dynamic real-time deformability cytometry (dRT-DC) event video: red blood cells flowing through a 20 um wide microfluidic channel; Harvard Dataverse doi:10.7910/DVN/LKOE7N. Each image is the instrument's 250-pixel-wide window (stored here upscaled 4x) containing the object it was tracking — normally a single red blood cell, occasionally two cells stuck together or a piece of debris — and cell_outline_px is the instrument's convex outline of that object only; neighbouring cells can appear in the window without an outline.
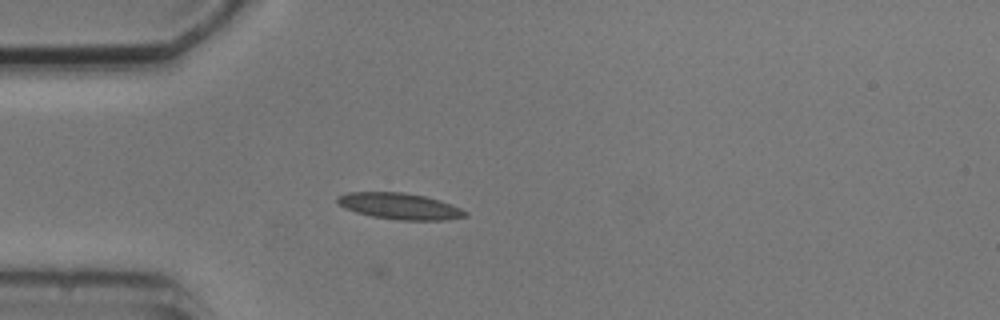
{"species": "common noctule bat (a hibernating species)", "species_latin": "Nyctalus noctula", "temperature_condition": "cold", "stored_images_in_passage": 2, "camera_frame_rate_fps": 3000, "um_per_image_px": 0.085, "animal": {"sex": "male", "body_mass_g": 20.5, "forearm_length_mm": 52.5}, "frame": {"image": 1, "passage_image": 1, "time_ms": 0.0, "image_size_px": [1000, 320], "cell_outline_px": [[468, 216], [448, 220], [400, 220], [372, 216], [356, 212], [344, 208], [336, 200], [336, 196], [348, 192], [404, 192], [424, 196], [440, 200], [460, 208], [468, 212]], "centroid_in_image_um": [33.98, 17.52], "position_along_channel_um": 51.0, "area_um2": 19.59}}